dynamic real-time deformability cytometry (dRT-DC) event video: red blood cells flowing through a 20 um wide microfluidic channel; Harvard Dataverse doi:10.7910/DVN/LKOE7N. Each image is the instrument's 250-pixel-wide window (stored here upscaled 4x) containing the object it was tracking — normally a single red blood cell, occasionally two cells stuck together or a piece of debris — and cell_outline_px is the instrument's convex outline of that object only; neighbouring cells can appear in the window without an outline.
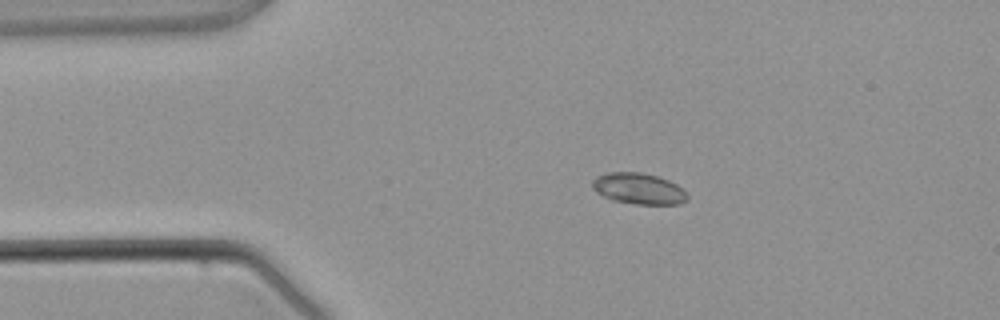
{"species": "common noctule bat (a hibernating species)", "species_latin": "Nyctalus noctula", "temperature_condition": "warm", "stored_images_in_passage": 3, "camera_frame_rate_fps": 3000, "um_per_image_px": 0.085, "animal": {"sex": "male", "body_mass_g": 21.5, "forearm_length_mm": 52.0}, "frame": {"image": 1, "passage_image": 2, "time_ms": 1.333, "image_size_px": [1000, 320], "cell_outline_px": [[688, 200], [680, 204], [636, 204], [612, 200], [596, 192], [592, 188], [592, 180], [596, 176], [608, 172], [640, 172], [656, 176], [668, 180], [676, 184], [688, 196]], "centroid_in_image_um": [54.25, 16.03], "position_along_channel_um": 30.7, "area_um2": 17.17}}